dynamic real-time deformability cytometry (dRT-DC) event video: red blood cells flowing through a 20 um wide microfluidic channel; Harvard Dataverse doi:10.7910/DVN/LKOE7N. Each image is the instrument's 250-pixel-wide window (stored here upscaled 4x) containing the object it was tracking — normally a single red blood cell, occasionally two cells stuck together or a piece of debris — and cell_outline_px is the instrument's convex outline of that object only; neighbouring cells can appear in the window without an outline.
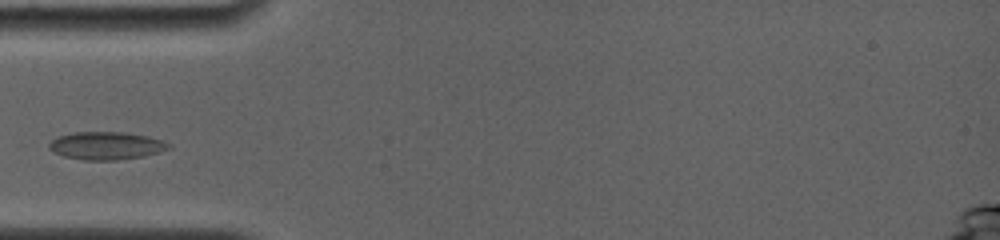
{"species": "common noctule bat (a hibernating species)", "species_latin": "Nyctalus noctula", "temperature_condition": "room temperature", "stored_images_in_passage": 42, "camera_frame_rate_fps": 4000, "um_per_image_px": 0.085, "animal": {"sex": "female", "body_mass_g": 19.0, "forearm_length_mm": 56.7}, "frame": {"image": 1, "passage_image": 1, "time_ms": 0.0, "image_size_px": [1000, 240], "cell_outline_px": [[172, 148], [160, 152], [144, 156], [116, 160], [84, 160], [64, 156], [52, 152], [48, 148], [48, 144], [56, 136], [72, 132], [124, 132], [148, 136], [164, 140], [172, 144]], "centroid_in_image_um": [9.05, 12.38], "position_along_channel_um": 76.0, "area_um2": 19.71}}
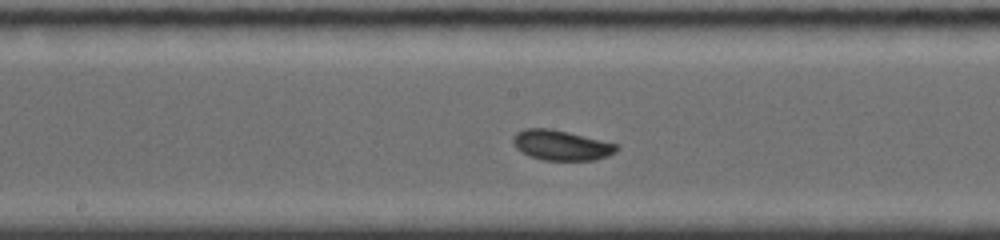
{"frame": {"image": 2, "passage_image": 15, "time_ms": 3.25, "image_size_px": [1000, 240], "cell_outline_px": [[620, 148], [616, 152], [608, 156], [596, 160], [544, 160], [520, 152], [516, 148], [512, 140], [512, 136], [516, 132], [524, 128], [552, 128], [616, 144]], "centroid_in_image_um": [47.68, 12.34], "position_along_channel_um": 200.5, "area_um2": 18.21}}
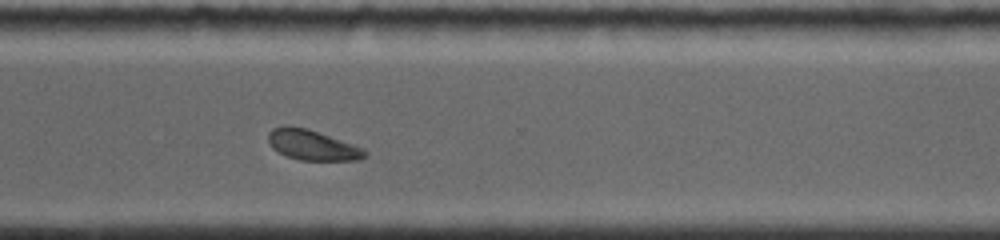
{"frame": {"image": 3, "passage_image": 41, "time_ms": 7.0, "image_size_px": [1000, 240], "cell_outline_px": [[368, 156], [356, 160], [300, 160], [288, 156], [272, 148], [268, 140], [268, 132], [272, 128], [284, 124], [288, 124], [308, 128], [364, 148], [368, 152]], "centroid_in_image_um": [26.54, 12.3], "position_along_channel_um": 344.1, "area_um2": 17.22}}